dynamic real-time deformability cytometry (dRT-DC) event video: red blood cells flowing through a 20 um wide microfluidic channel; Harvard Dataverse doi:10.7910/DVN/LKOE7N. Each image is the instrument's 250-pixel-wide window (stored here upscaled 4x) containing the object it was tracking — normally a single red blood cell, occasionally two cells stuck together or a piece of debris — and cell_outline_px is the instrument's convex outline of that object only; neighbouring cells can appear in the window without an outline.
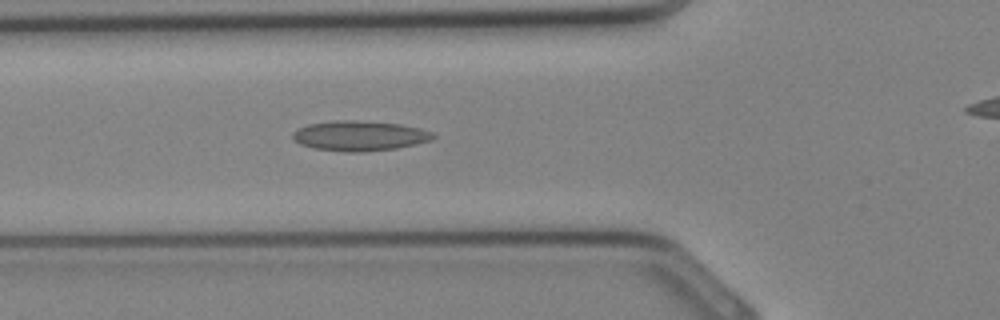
{"species": "Egyptian fruit bat (a non-hibernating species)", "species_latin": "Rousettus aegyptiacus", "temperature_condition": "cold", "stored_images_in_passage": 29, "camera_frame_rate_fps": 3000, "um_per_image_px": 0.085, "animal": {"sex": "female"}, "frame": {"image": 1, "passage_image": 11, "time_ms": 3.333, "image_size_px": [1000, 320], "cell_outline_px": [[436, 136], [432, 140], [396, 148], [364, 152], [348, 152], [312, 148], [300, 144], [292, 136], [292, 132], [296, 128], [308, 124], [332, 120], [356, 120], [400, 124], [420, 128], [432, 132]], "centroid_in_image_um": [30.54, 11.54], "position_along_channel_um": 95.3, "area_um2": 24.68}}
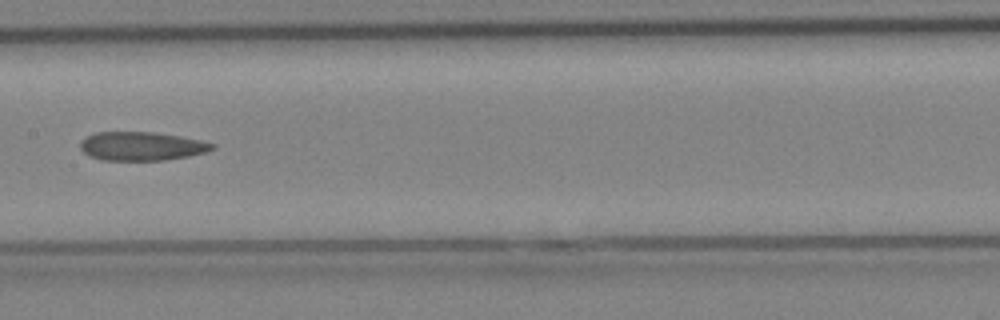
{"frame": {"image": 2, "passage_image": 16, "time_ms": 5.0, "image_size_px": [1000, 320], "cell_outline_px": [[216, 148], [204, 152], [188, 156], [164, 160], [100, 160], [88, 156], [80, 148], [80, 140], [96, 132], [152, 132], [180, 136], [200, 140], [216, 144]], "centroid_in_image_um": [12.01, 12.42], "position_along_channel_um": 195.4, "area_um2": 22.08}}
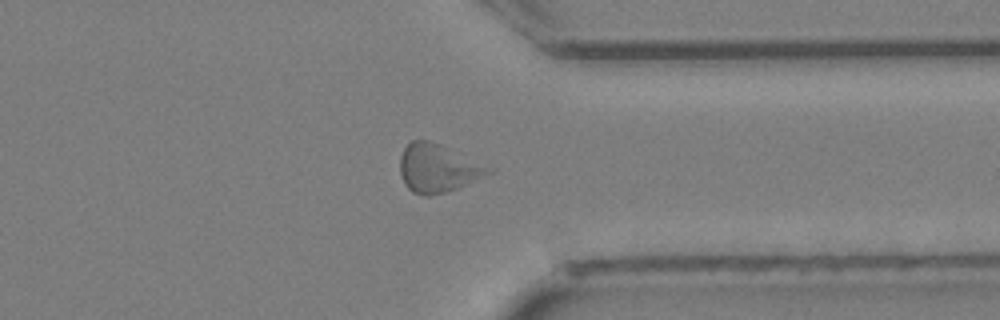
{"frame": {"image": 3, "passage_image": 25, "time_ms": 8.0, "image_size_px": [1000, 320], "cell_outline_px": [[496, 168], [492, 172], [456, 188], [444, 192], [428, 196], [424, 196], [412, 192], [404, 184], [400, 172], [400, 156], [404, 148], [412, 140], [428, 140], [440, 144]], "centroid_in_image_um": [37.21, 14.29], "position_along_channel_um": 374.2, "area_um2": 24.8}}